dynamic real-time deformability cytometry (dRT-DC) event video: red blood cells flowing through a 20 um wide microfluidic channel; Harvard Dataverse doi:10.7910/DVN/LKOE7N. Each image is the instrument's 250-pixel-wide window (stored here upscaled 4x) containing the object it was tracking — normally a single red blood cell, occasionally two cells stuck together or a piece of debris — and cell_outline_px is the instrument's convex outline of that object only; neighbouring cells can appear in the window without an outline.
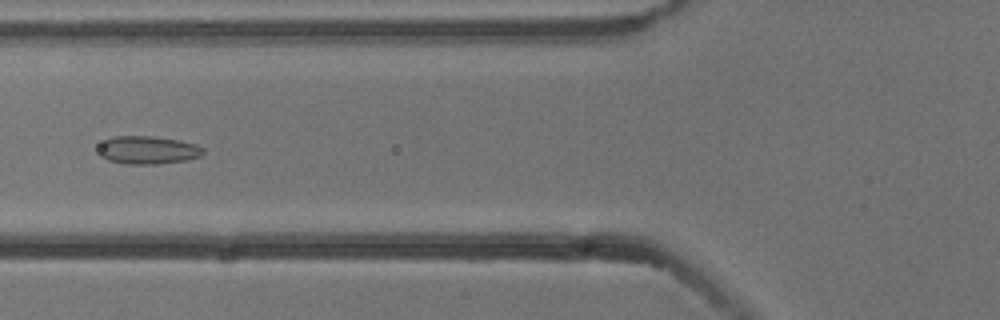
{"species": "common noctule bat (a hibernating species)", "species_latin": "Nyctalus noctula", "temperature_condition": "cold", "stored_images_in_passage": 6, "camera_frame_rate_fps": 3000, "um_per_image_px": 0.085, "animal": {"sex": "male", "body_mass_g": 13.3}, "frame": {"image": 1, "passage_image": 6, "time_ms": 1.667, "image_size_px": [1000, 320], "cell_outline_px": [[204, 152], [200, 156], [188, 160], [156, 164], [124, 164], [108, 160], [100, 156], [100, 144], [104, 140], [112, 136], [152, 136], [176, 140], [196, 144], [204, 148]], "centroid_in_image_um": [12.56, 12.76], "position_along_channel_um": 113.2, "area_um2": 17.11}}